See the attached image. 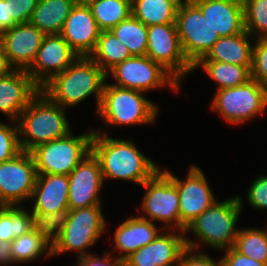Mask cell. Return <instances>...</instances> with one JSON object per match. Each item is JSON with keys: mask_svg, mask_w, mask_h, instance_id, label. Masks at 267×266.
<instances>
[{"mask_svg": "<svg viewBox=\"0 0 267 266\" xmlns=\"http://www.w3.org/2000/svg\"><path fill=\"white\" fill-rule=\"evenodd\" d=\"M93 131L91 152L98 159L104 183L118 179L140 186L160 169L139 150L133 139L112 138L106 130L98 128Z\"/></svg>", "mask_w": 267, "mask_h": 266, "instance_id": "1", "label": "cell"}, {"mask_svg": "<svg viewBox=\"0 0 267 266\" xmlns=\"http://www.w3.org/2000/svg\"><path fill=\"white\" fill-rule=\"evenodd\" d=\"M107 74L90 57H78L62 73L53 76L40 90L64 109L95 96L96 112L107 81Z\"/></svg>", "mask_w": 267, "mask_h": 266, "instance_id": "2", "label": "cell"}, {"mask_svg": "<svg viewBox=\"0 0 267 266\" xmlns=\"http://www.w3.org/2000/svg\"><path fill=\"white\" fill-rule=\"evenodd\" d=\"M243 205L240 195L216 201L186 227L184 234L192 233L197 238L185 236L186 248L198 251L201 245H206L222 252L233 247L240 229L236 224Z\"/></svg>", "mask_w": 267, "mask_h": 266, "instance_id": "3", "label": "cell"}, {"mask_svg": "<svg viewBox=\"0 0 267 266\" xmlns=\"http://www.w3.org/2000/svg\"><path fill=\"white\" fill-rule=\"evenodd\" d=\"M40 91L17 120L22 151L30 152L37 145L57 140L70 133L67 112Z\"/></svg>", "mask_w": 267, "mask_h": 266, "instance_id": "4", "label": "cell"}, {"mask_svg": "<svg viewBox=\"0 0 267 266\" xmlns=\"http://www.w3.org/2000/svg\"><path fill=\"white\" fill-rule=\"evenodd\" d=\"M143 91L105 83L96 115L109 126L151 125L157 120L159 107L144 97Z\"/></svg>", "mask_w": 267, "mask_h": 266, "instance_id": "5", "label": "cell"}, {"mask_svg": "<svg viewBox=\"0 0 267 266\" xmlns=\"http://www.w3.org/2000/svg\"><path fill=\"white\" fill-rule=\"evenodd\" d=\"M101 206L70 210L67 223L52 245V257L76 251L78 260L92 254L89 250L107 232V220Z\"/></svg>", "mask_w": 267, "mask_h": 266, "instance_id": "6", "label": "cell"}, {"mask_svg": "<svg viewBox=\"0 0 267 266\" xmlns=\"http://www.w3.org/2000/svg\"><path fill=\"white\" fill-rule=\"evenodd\" d=\"M93 134V128L77 136L71 131L62 138L37 145L30 151L37 174L69 175L91 152Z\"/></svg>", "mask_w": 267, "mask_h": 266, "instance_id": "7", "label": "cell"}, {"mask_svg": "<svg viewBox=\"0 0 267 266\" xmlns=\"http://www.w3.org/2000/svg\"><path fill=\"white\" fill-rule=\"evenodd\" d=\"M210 105L225 122L241 126L267 110V87L251 78L245 84L216 90Z\"/></svg>", "mask_w": 267, "mask_h": 266, "instance_id": "8", "label": "cell"}, {"mask_svg": "<svg viewBox=\"0 0 267 266\" xmlns=\"http://www.w3.org/2000/svg\"><path fill=\"white\" fill-rule=\"evenodd\" d=\"M141 186L146 191L138 207L139 217L160 222L163 230L180 231L179 192L173 180L160 168Z\"/></svg>", "mask_w": 267, "mask_h": 266, "instance_id": "9", "label": "cell"}, {"mask_svg": "<svg viewBox=\"0 0 267 266\" xmlns=\"http://www.w3.org/2000/svg\"><path fill=\"white\" fill-rule=\"evenodd\" d=\"M114 79L110 84L122 88L140 90L145 93L159 88H170L174 92H180L179 83L159 63L154 62L147 55L131 56L117 64L107 73V79Z\"/></svg>", "mask_w": 267, "mask_h": 266, "instance_id": "10", "label": "cell"}, {"mask_svg": "<svg viewBox=\"0 0 267 266\" xmlns=\"http://www.w3.org/2000/svg\"><path fill=\"white\" fill-rule=\"evenodd\" d=\"M176 26L184 55L192 65L204 57L220 38L191 0L179 4Z\"/></svg>", "mask_w": 267, "mask_h": 266, "instance_id": "11", "label": "cell"}, {"mask_svg": "<svg viewBox=\"0 0 267 266\" xmlns=\"http://www.w3.org/2000/svg\"><path fill=\"white\" fill-rule=\"evenodd\" d=\"M147 41L146 55L159 63L179 83L194 72L193 65L182 50L176 23L147 27Z\"/></svg>", "mask_w": 267, "mask_h": 266, "instance_id": "12", "label": "cell"}, {"mask_svg": "<svg viewBox=\"0 0 267 266\" xmlns=\"http://www.w3.org/2000/svg\"><path fill=\"white\" fill-rule=\"evenodd\" d=\"M37 175L34 158L27 151L0 163V206H21L25 200L31 201Z\"/></svg>", "mask_w": 267, "mask_h": 266, "instance_id": "13", "label": "cell"}, {"mask_svg": "<svg viewBox=\"0 0 267 266\" xmlns=\"http://www.w3.org/2000/svg\"><path fill=\"white\" fill-rule=\"evenodd\" d=\"M188 168L185 179H179L170 169L163 170L176 184L179 192L180 231L182 232L197 216L218 201L201 168L197 165H191Z\"/></svg>", "mask_w": 267, "mask_h": 266, "instance_id": "14", "label": "cell"}, {"mask_svg": "<svg viewBox=\"0 0 267 266\" xmlns=\"http://www.w3.org/2000/svg\"><path fill=\"white\" fill-rule=\"evenodd\" d=\"M78 57L60 34L45 35L32 65L26 72L41 88L53 76L62 73Z\"/></svg>", "mask_w": 267, "mask_h": 266, "instance_id": "15", "label": "cell"}, {"mask_svg": "<svg viewBox=\"0 0 267 266\" xmlns=\"http://www.w3.org/2000/svg\"><path fill=\"white\" fill-rule=\"evenodd\" d=\"M68 179L70 210L102 205L100 190L105 184L98 159L92 152L68 175Z\"/></svg>", "mask_w": 267, "mask_h": 266, "instance_id": "16", "label": "cell"}, {"mask_svg": "<svg viewBox=\"0 0 267 266\" xmlns=\"http://www.w3.org/2000/svg\"><path fill=\"white\" fill-rule=\"evenodd\" d=\"M185 249L184 232L163 230L152 242L127 257L124 263L125 266H178Z\"/></svg>", "mask_w": 267, "mask_h": 266, "instance_id": "17", "label": "cell"}, {"mask_svg": "<svg viewBox=\"0 0 267 266\" xmlns=\"http://www.w3.org/2000/svg\"><path fill=\"white\" fill-rule=\"evenodd\" d=\"M45 34L30 23L16 24L5 30L0 45L10 64L18 70H27L33 63Z\"/></svg>", "mask_w": 267, "mask_h": 266, "instance_id": "18", "label": "cell"}, {"mask_svg": "<svg viewBox=\"0 0 267 266\" xmlns=\"http://www.w3.org/2000/svg\"><path fill=\"white\" fill-rule=\"evenodd\" d=\"M100 32L90 8L83 1L76 3L72 8L60 35L79 57H89L96 46Z\"/></svg>", "mask_w": 267, "mask_h": 266, "instance_id": "19", "label": "cell"}, {"mask_svg": "<svg viewBox=\"0 0 267 266\" xmlns=\"http://www.w3.org/2000/svg\"><path fill=\"white\" fill-rule=\"evenodd\" d=\"M40 91L26 70L15 69L0 78V112L8 121L17 122L20 114Z\"/></svg>", "mask_w": 267, "mask_h": 266, "instance_id": "20", "label": "cell"}, {"mask_svg": "<svg viewBox=\"0 0 267 266\" xmlns=\"http://www.w3.org/2000/svg\"><path fill=\"white\" fill-rule=\"evenodd\" d=\"M220 37L245 31L242 0H191Z\"/></svg>", "mask_w": 267, "mask_h": 266, "instance_id": "21", "label": "cell"}, {"mask_svg": "<svg viewBox=\"0 0 267 266\" xmlns=\"http://www.w3.org/2000/svg\"><path fill=\"white\" fill-rule=\"evenodd\" d=\"M162 230L163 228L157 227L155 222L139 216L127 218L113 233L114 243H111L113 255L114 251H119L116 257L125 260L132 253L152 242Z\"/></svg>", "mask_w": 267, "mask_h": 266, "instance_id": "22", "label": "cell"}, {"mask_svg": "<svg viewBox=\"0 0 267 266\" xmlns=\"http://www.w3.org/2000/svg\"><path fill=\"white\" fill-rule=\"evenodd\" d=\"M68 192V175L38 174L31 196L34 203L30 211L54 213L69 209Z\"/></svg>", "mask_w": 267, "mask_h": 266, "instance_id": "23", "label": "cell"}, {"mask_svg": "<svg viewBox=\"0 0 267 266\" xmlns=\"http://www.w3.org/2000/svg\"><path fill=\"white\" fill-rule=\"evenodd\" d=\"M246 30L238 35L220 37L199 61H216L239 66H252L253 41Z\"/></svg>", "mask_w": 267, "mask_h": 266, "instance_id": "24", "label": "cell"}, {"mask_svg": "<svg viewBox=\"0 0 267 266\" xmlns=\"http://www.w3.org/2000/svg\"><path fill=\"white\" fill-rule=\"evenodd\" d=\"M75 4L74 0H38L29 23L45 35L60 34Z\"/></svg>", "mask_w": 267, "mask_h": 266, "instance_id": "25", "label": "cell"}, {"mask_svg": "<svg viewBox=\"0 0 267 266\" xmlns=\"http://www.w3.org/2000/svg\"><path fill=\"white\" fill-rule=\"evenodd\" d=\"M178 6L175 0H131V15L147 27L176 23Z\"/></svg>", "mask_w": 267, "mask_h": 266, "instance_id": "26", "label": "cell"}, {"mask_svg": "<svg viewBox=\"0 0 267 266\" xmlns=\"http://www.w3.org/2000/svg\"><path fill=\"white\" fill-rule=\"evenodd\" d=\"M201 69L217 83V89L236 87L251 79L252 66H239L216 61H198L193 65V71Z\"/></svg>", "mask_w": 267, "mask_h": 266, "instance_id": "27", "label": "cell"}, {"mask_svg": "<svg viewBox=\"0 0 267 266\" xmlns=\"http://www.w3.org/2000/svg\"><path fill=\"white\" fill-rule=\"evenodd\" d=\"M133 56L111 31H101L89 57L107 74L117 64Z\"/></svg>", "mask_w": 267, "mask_h": 266, "instance_id": "28", "label": "cell"}, {"mask_svg": "<svg viewBox=\"0 0 267 266\" xmlns=\"http://www.w3.org/2000/svg\"><path fill=\"white\" fill-rule=\"evenodd\" d=\"M101 31H110L131 15V0H84Z\"/></svg>", "mask_w": 267, "mask_h": 266, "instance_id": "29", "label": "cell"}, {"mask_svg": "<svg viewBox=\"0 0 267 266\" xmlns=\"http://www.w3.org/2000/svg\"><path fill=\"white\" fill-rule=\"evenodd\" d=\"M11 251L14 263L20 265L35 262L43 256L45 259L51 257L52 245L31 230L11 241Z\"/></svg>", "mask_w": 267, "mask_h": 266, "instance_id": "30", "label": "cell"}, {"mask_svg": "<svg viewBox=\"0 0 267 266\" xmlns=\"http://www.w3.org/2000/svg\"><path fill=\"white\" fill-rule=\"evenodd\" d=\"M133 56H144L148 46L147 26L130 15L110 30Z\"/></svg>", "mask_w": 267, "mask_h": 266, "instance_id": "31", "label": "cell"}, {"mask_svg": "<svg viewBox=\"0 0 267 266\" xmlns=\"http://www.w3.org/2000/svg\"><path fill=\"white\" fill-rule=\"evenodd\" d=\"M32 230L30 211L22 206H0V240L13 239Z\"/></svg>", "mask_w": 267, "mask_h": 266, "instance_id": "32", "label": "cell"}, {"mask_svg": "<svg viewBox=\"0 0 267 266\" xmlns=\"http://www.w3.org/2000/svg\"><path fill=\"white\" fill-rule=\"evenodd\" d=\"M233 248L242 255L267 264V227L240 228Z\"/></svg>", "mask_w": 267, "mask_h": 266, "instance_id": "33", "label": "cell"}, {"mask_svg": "<svg viewBox=\"0 0 267 266\" xmlns=\"http://www.w3.org/2000/svg\"><path fill=\"white\" fill-rule=\"evenodd\" d=\"M69 214L70 209H64L54 213L30 211L32 230L53 245L67 223Z\"/></svg>", "mask_w": 267, "mask_h": 266, "instance_id": "34", "label": "cell"}, {"mask_svg": "<svg viewBox=\"0 0 267 266\" xmlns=\"http://www.w3.org/2000/svg\"><path fill=\"white\" fill-rule=\"evenodd\" d=\"M242 2L245 30L254 39H266L267 0H242Z\"/></svg>", "mask_w": 267, "mask_h": 266, "instance_id": "35", "label": "cell"}, {"mask_svg": "<svg viewBox=\"0 0 267 266\" xmlns=\"http://www.w3.org/2000/svg\"><path fill=\"white\" fill-rule=\"evenodd\" d=\"M12 124V125H11ZM22 152L17 122L0 121V163L11 160Z\"/></svg>", "mask_w": 267, "mask_h": 266, "instance_id": "36", "label": "cell"}, {"mask_svg": "<svg viewBox=\"0 0 267 266\" xmlns=\"http://www.w3.org/2000/svg\"><path fill=\"white\" fill-rule=\"evenodd\" d=\"M251 78L267 87V38L253 43Z\"/></svg>", "mask_w": 267, "mask_h": 266, "instance_id": "37", "label": "cell"}, {"mask_svg": "<svg viewBox=\"0 0 267 266\" xmlns=\"http://www.w3.org/2000/svg\"><path fill=\"white\" fill-rule=\"evenodd\" d=\"M256 177L247 190V201L255 210H267V175Z\"/></svg>", "mask_w": 267, "mask_h": 266, "instance_id": "38", "label": "cell"}, {"mask_svg": "<svg viewBox=\"0 0 267 266\" xmlns=\"http://www.w3.org/2000/svg\"><path fill=\"white\" fill-rule=\"evenodd\" d=\"M38 0H7L8 18L17 24L29 23Z\"/></svg>", "mask_w": 267, "mask_h": 266, "instance_id": "39", "label": "cell"}, {"mask_svg": "<svg viewBox=\"0 0 267 266\" xmlns=\"http://www.w3.org/2000/svg\"><path fill=\"white\" fill-rule=\"evenodd\" d=\"M205 251L186 248L179 259L178 266H221V258L213 259Z\"/></svg>", "mask_w": 267, "mask_h": 266, "instance_id": "40", "label": "cell"}, {"mask_svg": "<svg viewBox=\"0 0 267 266\" xmlns=\"http://www.w3.org/2000/svg\"><path fill=\"white\" fill-rule=\"evenodd\" d=\"M95 254H89L85 257H82L75 262V266H125L124 260L111 255L112 252H107L103 250L101 256Z\"/></svg>", "mask_w": 267, "mask_h": 266, "instance_id": "41", "label": "cell"}, {"mask_svg": "<svg viewBox=\"0 0 267 266\" xmlns=\"http://www.w3.org/2000/svg\"><path fill=\"white\" fill-rule=\"evenodd\" d=\"M221 266H267L266 263L258 262L248 256L237 252L233 247L223 251Z\"/></svg>", "mask_w": 267, "mask_h": 266, "instance_id": "42", "label": "cell"}, {"mask_svg": "<svg viewBox=\"0 0 267 266\" xmlns=\"http://www.w3.org/2000/svg\"><path fill=\"white\" fill-rule=\"evenodd\" d=\"M8 265H15L11 251V242L0 240V266Z\"/></svg>", "mask_w": 267, "mask_h": 266, "instance_id": "43", "label": "cell"}, {"mask_svg": "<svg viewBox=\"0 0 267 266\" xmlns=\"http://www.w3.org/2000/svg\"><path fill=\"white\" fill-rule=\"evenodd\" d=\"M17 23L8 18L7 0H0V28L5 31L14 27Z\"/></svg>", "mask_w": 267, "mask_h": 266, "instance_id": "44", "label": "cell"}, {"mask_svg": "<svg viewBox=\"0 0 267 266\" xmlns=\"http://www.w3.org/2000/svg\"><path fill=\"white\" fill-rule=\"evenodd\" d=\"M15 68L10 64L2 46L0 45V78L12 73Z\"/></svg>", "mask_w": 267, "mask_h": 266, "instance_id": "45", "label": "cell"}, {"mask_svg": "<svg viewBox=\"0 0 267 266\" xmlns=\"http://www.w3.org/2000/svg\"><path fill=\"white\" fill-rule=\"evenodd\" d=\"M178 4H181V3H184V2H187L189 0H175Z\"/></svg>", "mask_w": 267, "mask_h": 266, "instance_id": "46", "label": "cell"}, {"mask_svg": "<svg viewBox=\"0 0 267 266\" xmlns=\"http://www.w3.org/2000/svg\"><path fill=\"white\" fill-rule=\"evenodd\" d=\"M76 3L83 2L84 0H74Z\"/></svg>", "mask_w": 267, "mask_h": 266, "instance_id": "47", "label": "cell"}, {"mask_svg": "<svg viewBox=\"0 0 267 266\" xmlns=\"http://www.w3.org/2000/svg\"><path fill=\"white\" fill-rule=\"evenodd\" d=\"M3 30L0 28V38H1V36H2V34H3Z\"/></svg>", "mask_w": 267, "mask_h": 266, "instance_id": "48", "label": "cell"}]
</instances>
